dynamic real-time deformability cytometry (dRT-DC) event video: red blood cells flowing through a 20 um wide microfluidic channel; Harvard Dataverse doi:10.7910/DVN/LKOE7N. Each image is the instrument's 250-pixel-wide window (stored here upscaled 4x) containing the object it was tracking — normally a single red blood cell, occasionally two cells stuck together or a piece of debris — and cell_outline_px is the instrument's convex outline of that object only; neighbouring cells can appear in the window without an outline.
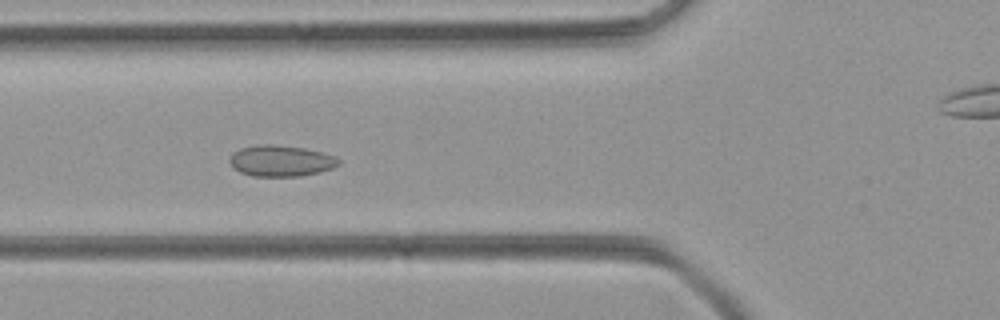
{"species": "common noctule bat (a hibernating species)", "species_latin": "Nyctalus noctula", "temperature_condition": "room temperature", "stored_images_in_passage": 44, "camera_frame_rate_fps": 3000, "um_per_image_px": 0.085, "animal": {"sex": "female", "body_mass_g": 21.9}, "frame": {"image": 1, "passage_image": 12, "time_ms": 3.667, "image_size_px": [1000, 320], "cell_outline_px": [[340, 164], [332, 168], [320, 172], [300, 176], [252, 176], [240, 172], [228, 160], [228, 156], [232, 152], [240, 148], [256, 144], [276, 144], [304, 148], [324, 152], [336, 156], [340, 160]], "centroid_in_image_um": [23.88, 13.65], "position_along_channel_um": 101.9, "area_um2": 20.06}}
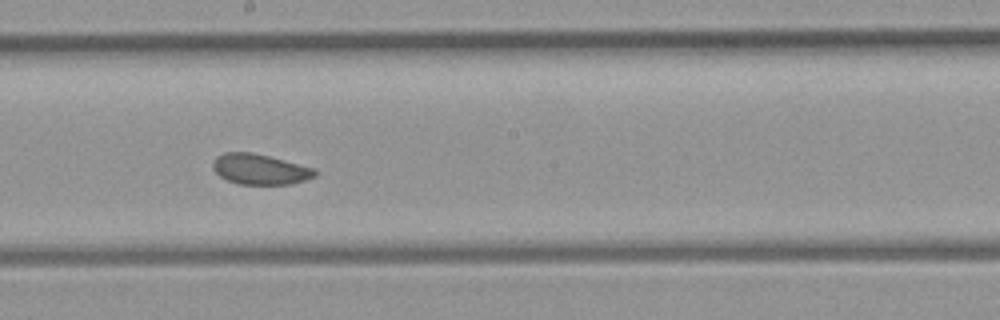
{"frame": {"image": 2, "passage_image": 21, "time_ms": 6.667, "image_size_px": [1000, 320], "cell_outline_px": [[316, 176], [292, 184], [240, 184], [228, 180], [220, 176], [212, 168], [212, 164], [216, 156], [224, 152], [252, 152], [316, 168]], "centroid_in_image_um": [22.09, 14.38], "position_along_channel_um": 226.1, "area_um2": 18.09}}
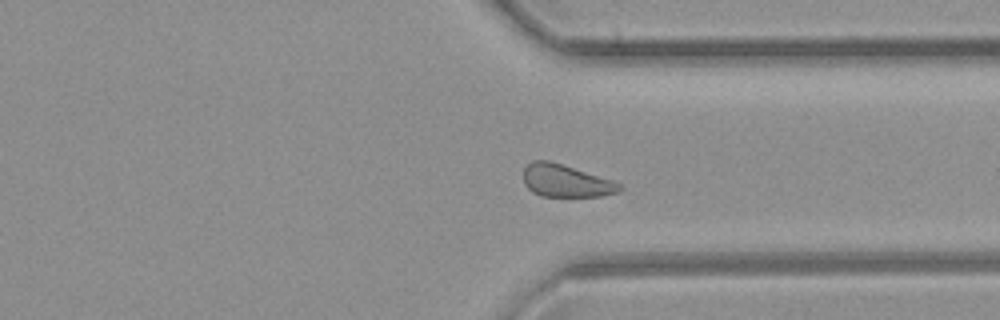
{"frame": {"image": 3, "passage_image": 31, "time_ms": 10.0, "image_size_px": [1000, 320], "cell_outline_px": [[624, 188], [620, 192], [600, 196], [540, 196], [532, 192], [524, 184], [524, 168], [532, 160], [548, 160], [612, 180], [620, 184]], "centroid_in_image_um": [48.09, 15.38], "position_along_channel_um": 363.3, "area_um2": 18.09}}